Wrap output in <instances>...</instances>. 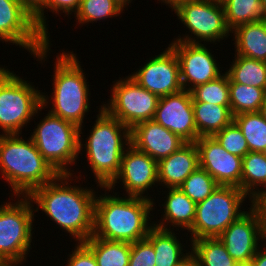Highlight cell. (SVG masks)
Listing matches in <instances>:
<instances>
[{"instance_id":"cell-32","label":"cell","mask_w":266,"mask_h":266,"mask_svg":"<svg viewBox=\"0 0 266 266\" xmlns=\"http://www.w3.org/2000/svg\"><path fill=\"white\" fill-rule=\"evenodd\" d=\"M123 11L114 0H81L78 11L74 14L76 24L87 25L105 20L107 18L118 17Z\"/></svg>"},{"instance_id":"cell-42","label":"cell","mask_w":266,"mask_h":266,"mask_svg":"<svg viewBox=\"0 0 266 266\" xmlns=\"http://www.w3.org/2000/svg\"><path fill=\"white\" fill-rule=\"evenodd\" d=\"M176 266H199V262L196 256L192 252H189Z\"/></svg>"},{"instance_id":"cell-25","label":"cell","mask_w":266,"mask_h":266,"mask_svg":"<svg viewBox=\"0 0 266 266\" xmlns=\"http://www.w3.org/2000/svg\"><path fill=\"white\" fill-rule=\"evenodd\" d=\"M241 190L252 201L266 190V153L248 152L242 158Z\"/></svg>"},{"instance_id":"cell-16","label":"cell","mask_w":266,"mask_h":266,"mask_svg":"<svg viewBox=\"0 0 266 266\" xmlns=\"http://www.w3.org/2000/svg\"><path fill=\"white\" fill-rule=\"evenodd\" d=\"M163 52L149 58L144 66L129 76L141 87L159 97L183 90L180 66L175 52L168 46Z\"/></svg>"},{"instance_id":"cell-18","label":"cell","mask_w":266,"mask_h":266,"mask_svg":"<svg viewBox=\"0 0 266 266\" xmlns=\"http://www.w3.org/2000/svg\"><path fill=\"white\" fill-rule=\"evenodd\" d=\"M153 120L177 134L185 142L197 140L190 91L183 89L178 93L160 97Z\"/></svg>"},{"instance_id":"cell-39","label":"cell","mask_w":266,"mask_h":266,"mask_svg":"<svg viewBox=\"0 0 266 266\" xmlns=\"http://www.w3.org/2000/svg\"><path fill=\"white\" fill-rule=\"evenodd\" d=\"M81 4V0H45L44 10L52 12L55 15H60L59 13H65V16L75 14ZM48 10H46V9Z\"/></svg>"},{"instance_id":"cell-35","label":"cell","mask_w":266,"mask_h":266,"mask_svg":"<svg viewBox=\"0 0 266 266\" xmlns=\"http://www.w3.org/2000/svg\"><path fill=\"white\" fill-rule=\"evenodd\" d=\"M213 137L231 154L243 158L249 152L247 141L234 121L221 131L216 132Z\"/></svg>"},{"instance_id":"cell-45","label":"cell","mask_w":266,"mask_h":266,"mask_svg":"<svg viewBox=\"0 0 266 266\" xmlns=\"http://www.w3.org/2000/svg\"><path fill=\"white\" fill-rule=\"evenodd\" d=\"M259 112L261 113L262 117L266 120V96Z\"/></svg>"},{"instance_id":"cell-15","label":"cell","mask_w":266,"mask_h":266,"mask_svg":"<svg viewBox=\"0 0 266 266\" xmlns=\"http://www.w3.org/2000/svg\"><path fill=\"white\" fill-rule=\"evenodd\" d=\"M180 66V79L184 90L190 91L221 76L219 63L206 44L171 41Z\"/></svg>"},{"instance_id":"cell-13","label":"cell","mask_w":266,"mask_h":266,"mask_svg":"<svg viewBox=\"0 0 266 266\" xmlns=\"http://www.w3.org/2000/svg\"><path fill=\"white\" fill-rule=\"evenodd\" d=\"M117 183L122 184V188L126 191L125 196L154 200V198L151 199L148 191L153 190L151 188L154 186H159L157 161L130 144L122 155L119 174L107 188L115 190Z\"/></svg>"},{"instance_id":"cell-37","label":"cell","mask_w":266,"mask_h":266,"mask_svg":"<svg viewBox=\"0 0 266 266\" xmlns=\"http://www.w3.org/2000/svg\"><path fill=\"white\" fill-rule=\"evenodd\" d=\"M44 1L45 0H19L21 5L33 16L37 27L49 38L50 33H48L49 29H47L49 24L44 14Z\"/></svg>"},{"instance_id":"cell-27","label":"cell","mask_w":266,"mask_h":266,"mask_svg":"<svg viewBox=\"0 0 266 266\" xmlns=\"http://www.w3.org/2000/svg\"><path fill=\"white\" fill-rule=\"evenodd\" d=\"M232 61L229 69L226 70L232 82L266 91V62L240 55H235Z\"/></svg>"},{"instance_id":"cell-31","label":"cell","mask_w":266,"mask_h":266,"mask_svg":"<svg viewBox=\"0 0 266 266\" xmlns=\"http://www.w3.org/2000/svg\"><path fill=\"white\" fill-rule=\"evenodd\" d=\"M247 141L249 152L266 151V120L258 112L241 113L233 120Z\"/></svg>"},{"instance_id":"cell-4","label":"cell","mask_w":266,"mask_h":266,"mask_svg":"<svg viewBox=\"0 0 266 266\" xmlns=\"http://www.w3.org/2000/svg\"><path fill=\"white\" fill-rule=\"evenodd\" d=\"M99 107L85 143L79 133V154L86 152L87 166L92 170L97 188L107 187L119 174L122 155L131 144L130 129Z\"/></svg>"},{"instance_id":"cell-26","label":"cell","mask_w":266,"mask_h":266,"mask_svg":"<svg viewBox=\"0 0 266 266\" xmlns=\"http://www.w3.org/2000/svg\"><path fill=\"white\" fill-rule=\"evenodd\" d=\"M94 255L97 266H128L131 243L91 236L82 242Z\"/></svg>"},{"instance_id":"cell-1","label":"cell","mask_w":266,"mask_h":266,"mask_svg":"<svg viewBox=\"0 0 266 266\" xmlns=\"http://www.w3.org/2000/svg\"><path fill=\"white\" fill-rule=\"evenodd\" d=\"M73 180L80 182L73 174H59L53 181L35 188L28 197L36 204L35 212L41 209L59 229L71 235L76 242H84L93 234L98 190L95 192L91 187L77 184L72 186Z\"/></svg>"},{"instance_id":"cell-21","label":"cell","mask_w":266,"mask_h":266,"mask_svg":"<svg viewBox=\"0 0 266 266\" xmlns=\"http://www.w3.org/2000/svg\"><path fill=\"white\" fill-rule=\"evenodd\" d=\"M166 189L167 191H164L167 192L164 196L166 198L165 202L159 205L163 207V214H161L163 216L158 222L153 221V225L165 230L176 228L175 231H178L180 228L188 231L194 223L197 204L184 194L180 188Z\"/></svg>"},{"instance_id":"cell-14","label":"cell","mask_w":266,"mask_h":266,"mask_svg":"<svg viewBox=\"0 0 266 266\" xmlns=\"http://www.w3.org/2000/svg\"><path fill=\"white\" fill-rule=\"evenodd\" d=\"M249 205V210L217 237L239 265L250 264L259 243L266 240L260 213L253 204Z\"/></svg>"},{"instance_id":"cell-41","label":"cell","mask_w":266,"mask_h":266,"mask_svg":"<svg viewBox=\"0 0 266 266\" xmlns=\"http://www.w3.org/2000/svg\"><path fill=\"white\" fill-rule=\"evenodd\" d=\"M260 244H261L260 248L257 250L255 256L251 259V262H250L251 266H266V247H265L266 240L263 243V245L262 243Z\"/></svg>"},{"instance_id":"cell-47","label":"cell","mask_w":266,"mask_h":266,"mask_svg":"<svg viewBox=\"0 0 266 266\" xmlns=\"http://www.w3.org/2000/svg\"><path fill=\"white\" fill-rule=\"evenodd\" d=\"M239 266H251L250 264H241Z\"/></svg>"},{"instance_id":"cell-46","label":"cell","mask_w":266,"mask_h":266,"mask_svg":"<svg viewBox=\"0 0 266 266\" xmlns=\"http://www.w3.org/2000/svg\"><path fill=\"white\" fill-rule=\"evenodd\" d=\"M260 2L264 12V18L266 19V0H260Z\"/></svg>"},{"instance_id":"cell-34","label":"cell","mask_w":266,"mask_h":266,"mask_svg":"<svg viewBox=\"0 0 266 266\" xmlns=\"http://www.w3.org/2000/svg\"><path fill=\"white\" fill-rule=\"evenodd\" d=\"M218 186L216 180L205 169L198 167L179 188L197 204L204 201Z\"/></svg>"},{"instance_id":"cell-28","label":"cell","mask_w":266,"mask_h":266,"mask_svg":"<svg viewBox=\"0 0 266 266\" xmlns=\"http://www.w3.org/2000/svg\"><path fill=\"white\" fill-rule=\"evenodd\" d=\"M190 245L199 266H239L218 238L196 239L191 241Z\"/></svg>"},{"instance_id":"cell-7","label":"cell","mask_w":266,"mask_h":266,"mask_svg":"<svg viewBox=\"0 0 266 266\" xmlns=\"http://www.w3.org/2000/svg\"><path fill=\"white\" fill-rule=\"evenodd\" d=\"M15 198V202L0 205V262L3 266L26 263L33 243L34 205L28 196Z\"/></svg>"},{"instance_id":"cell-23","label":"cell","mask_w":266,"mask_h":266,"mask_svg":"<svg viewBox=\"0 0 266 266\" xmlns=\"http://www.w3.org/2000/svg\"><path fill=\"white\" fill-rule=\"evenodd\" d=\"M177 237L174 230H165L156 226L149 230L146 239L155 250V266H176L191 252L184 248L185 246Z\"/></svg>"},{"instance_id":"cell-22","label":"cell","mask_w":266,"mask_h":266,"mask_svg":"<svg viewBox=\"0 0 266 266\" xmlns=\"http://www.w3.org/2000/svg\"><path fill=\"white\" fill-rule=\"evenodd\" d=\"M235 55L266 62V19L242 24L231 31Z\"/></svg>"},{"instance_id":"cell-43","label":"cell","mask_w":266,"mask_h":266,"mask_svg":"<svg viewBox=\"0 0 266 266\" xmlns=\"http://www.w3.org/2000/svg\"><path fill=\"white\" fill-rule=\"evenodd\" d=\"M164 3V5L168 6L170 9L178 2L182 0H157V2Z\"/></svg>"},{"instance_id":"cell-6","label":"cell","mask_w":266,"mask_h":266,"mask_svg":"<svg viewBox=\"0 0 266 266\" xmlns=\"http://www.w3.org/2000/svg\"><path fill=\"white\" fill-rule=\"evenodd\" d=\"M6 68L0 66V129L2 134H22L43 109L42 92Z\"/></svg>"},{"instance_id":"cell-29","label":"cell","mask_w":266,"mask_h":266,"mask_svg":"<svg viewBox=\"0 0 266 266\" xmlns=\"http://www.w3.org/2000/svg\"><path fill=\"white\" fill-rule=\"evenodd\" d=\"M225 22L230 31L236 27L264 19L260 0H221Z\"/></svg>"},{"instance_id":"cell-10","label":"cell","mask_w":266,"mask_h":266,"mask_svg":"<svg viewBox=\"0 0 266 266\" xmlns=\"http://www.w3.org/2000/svg\"><path fill=\"white\" fill-rule=\"evenodd\" d=\"M171 10L191 33L183 34L182 37L179 34L173 41L204 44L212 42L216 45V42L226 39L231 34L225 22L221 0H182Z\"/></svg>"},{"instance_id":"cell-36","label":"cell","mask_w":266,"mask_h":266,"mask_svg":"<svg viewBox=\"0 0 266 266\" xmlns=\"http://www.w3.org/2000/svg\"><path fill=\"white\" fill-rule=\"evenodd\" d=\"M155 262V250L146 238L131 243L128 266H155Z\"/></svg>"},{"instance_id":"cell-8","label":"cell","mask_w":266,"mask_h":266,"mask_svg":"<svg viewBox=\"0 0 266 266\" xmlns=\"http://www.w3.org/2000/svg\"><path fill=\"white\" fill-rule=\"evenodd\" d=\"M35 125L30 137L45 160L58 174H75L70 169L80 158V128L49 112Z\"/></svg>"},{"instance_id":"cell-44","label":"cell","mask_w":266,"mask_h":266,"mask_svg":"<svg viewBox=\"0 0 266 266\" xmlns=\"http://www.w3.org/2000/svg\"><path fill=\"white\" fill-rule=\"evenodd\" d=\"M121 8H126L133 0H114Z\"/></svg>"},{"instance_id":"cell-24","label":"cell","mask_w":266,"mask_h":266,"mask_svg":"<svg viewBox=\"0 0 266 266\" xmlns=\"http://www.w3.org/2000/svg\"><path fill=\"white\" fill-rule=\"evenodd\" d=\"M193 110L197 139L201 136H213L234 120L230 106L193 102Z\"/></svg>"},{"instance_id":"cell-9","label":"cell","mask_w":266,"mask_h":266,"mask_svg":"<svg viewBox=\"0 0 266 266\" xmlns=\"http://www.w3.org/2000/svg\"><path fill=\"white\" fill-rule=\"evenodd\" d=\"M246 198L253 204L239 187L219 185L204 201L197 203L194 223L187 231L191 234L190 242L201 238H217L247 212L242 207L244 201L247 202Z\"/></svg>"},{"instance_id":"cell-30","label":"cell","mask_w":266,"mask_h":266,"mask_svg":"<svg viewBox=\"0 0 266 266\" xmlns=\"http://www.w3.org/2000/svg\"><path fill=\"white\" fill-rule=\"evenodd\" d=\"M230 109L233 116L260 111L266 91L262 88L234 83L229 79Z\"/></svg>"},{"instance_id":"cell-12","label":"cell","mask_w":266,"mask_h":266,"mask_svg":"<svg viewBox=\"0 0 266 266\" xmlns=\"http://www.w3.org/2000/svg\"><path fill=\"white\" fill-rule=\"evenodd\" d=\"M113 83L109 101L101 104L109 115L129 129L141 122L153 120L159 96L141 87L129 75L119 77Z\"/></svg>"},{"instance_id":"cell-19","label":"cell","mask_w":266,"mask_h":266,"mask_svg":"<svg viewBox=\"0 0 266 266\" xmlns=\"http://www.w3.org/2000/svg\"><path fill=\"white\" fill-rule=\"evenodd\" d=\"M131 144L155 161L168 157L186 142L154 120L141 122L130 129Z\"/></svg>"},{"instance_id":"cell-2","label":"cell","mask_w":266,"mask_h":266,"mask_svg":"<svg viewBox=\"0 0 266 266\" xmlns=\"http://www.w3.org/2000/svg\"><path fill=\"white\" fill-rule=\"evenodd\" d=\"M101 189L105 194L96 195L92 236L130 243L145 239L154 226L151 220L155 216L150 212L156 209V203L145 197H119L118 192L112 193L107 187Z\"/></svg>"},{"instance_id":"cell-38","label":"cell","mask_w":266,"mask_h":266,"mask_svg":"<svg viewBox=\"0 0 266 266\" xmlns=\"http://www.w3.org/2000/svg\"><path fill=\"white\" fill-rule=\"evenodd\" d=\"M71 252L66 266H97L93 253L82 242H77Z\"/></svg>"},{"instance_id":"cell-20","label":"cell","mask_w":266,"mask_h":266,"mask_svg":"<svg viewBox=\"0 0 266 266\" xmlns=\"http://www.w3.org/2000/svg\"><path fill=\"white\" fill-rule=\"evenodd\" d=\"M199 167L195 142H186L177 151L157 162L158 182L163 188H179Z\"/></svg>"},{"instance_id":"cell-5","label":"cell","mask_w":266,"mask_h":266,"mask_svg":"<svg viewBox=\"0 0 266 266\" xmlns=\"http://www.w3.org/2000/svg\"><path fill=\"white\" fill-rule=\"evenodd\" d=\"M54 63L53 91L51 97L42 92V107L45 109L52 104L49 113L74 123L80 128L79 133L83 134L84 118L91 108L86 74L73 51L62 50Z\"/></svg>"},{"instance_id":"cell-40","label":"cell","mask_w":266,"mask_h":266,"mask_svg":"<svg viewBox=\"0 0 266 266\" xmlns=\"http://www.w3.org/2000/svg\"><path fill=\"white\" fill-rule=\"evenodd\" d=\"M253 206L259 211L263 230L266 236V192H262L254 201Z\"/></svg>"},{"instance_id":"cell-3","label":"cell","mask_w":266,"mask_h":266,"mask_svg":"<svg viewBox=\"0 0 266 266\" xmlns=\"http://www.w3.org/2000/svg\"><path fill=\"white\" fill-rule=\"evenodd\" d=\"M0 173L13 192L28 196L35 188L53 181L59 174L45 160L31 137L0 134Z\"/></svg>"},{"instance_id":"cell-17","label":"cell","mask_w":266,"mask_h":266,"mask_svg":"<svg viewBox=\"0 0 266 266\" xmlns=\"http://www.w3.org/2000/svg\"><path fill=\"white\" fill-rule=\"evenodd\" d=\"M195 144L199 167L205 169L219 185L241 189V157L227 152L213 136H201Z\"/></svg>"},{"instance_id":"cell-11","label":"cell","mask_w":266,"mask_h":266,"mask_svg":"<svg viewBox=\"0 0 266 266\" xmlns=\"http://www.w3.org/2000/svg\"><path fill=\"white\" fill-rule=\"evenodd\" d=\"M49 39L19 0H0V42L26 49L43 64L52 47Z\"/></svg>"},{"instance_id":"cell-33","label":"cell","mask_w":266,"mask_h":266,"mask_svg":"<svg viewBox=\"0 0 266 266\" xmlns=\"http://www.w3.org/2000/svg\"><path fill=\"white\" fill-rule=\"evenodd\" d=\"M224 73L214 80L191 89L192 101L230 106L229 77L225 71Z\"/></svg>"}]
</instances>
